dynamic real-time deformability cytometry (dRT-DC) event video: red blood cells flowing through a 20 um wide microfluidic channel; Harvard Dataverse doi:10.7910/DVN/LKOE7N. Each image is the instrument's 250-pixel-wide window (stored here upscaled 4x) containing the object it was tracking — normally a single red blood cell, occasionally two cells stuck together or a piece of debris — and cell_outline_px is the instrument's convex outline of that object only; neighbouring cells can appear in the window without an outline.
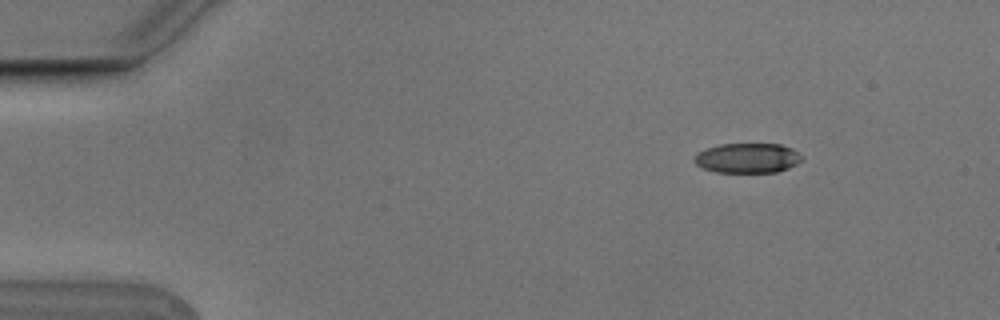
{"species": "Egyptian fruit bat (a non-hibernating species)", "species_latin": "Rousettus aegyptiacus", "temperature_condition": "cold", "stored_images_in_passage": 8, "camera_frame_rate_fps": 3000, "um_per_image_px": 0.085, "animal": {"sex": "male"}, "frame": {"image": 1, "passage_image": 2, "time_ms": 0.333, "image_size_px": [1000, 320], "cell_outline_px": [[804, 156], [796, 164], [788, 168], [776, 172], [716, 172], [704, 168], [696, 164], [692, 160], [704, 148], [720, 144], [780, 144], [792, 148]], "centroid_in_image_um": [63.55, 13.43], "position_along_channel_um": 21.5, "area_um2": 18.67}}
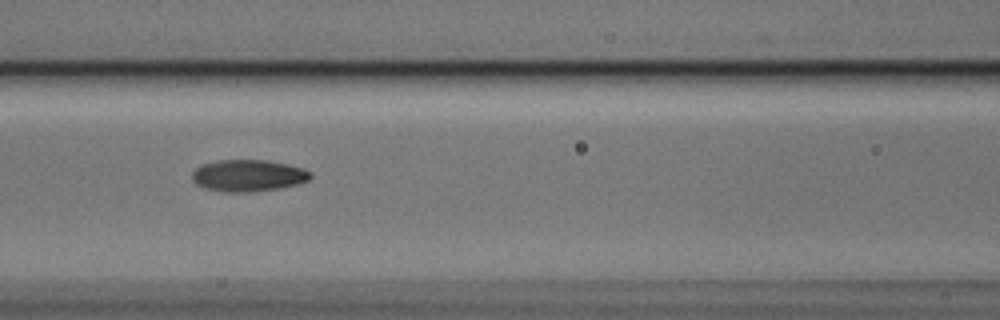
{"frame": {"image": 2, "passage_image": 7, "time_ms": 2.0, "image_size_px": [1000, 320], "cell_outline_px": [[312, 176], [308, 180], [296, 184], [280, 188], [248, 192], [224, 192], [204, 188], [196, 184], [192, 180], [192, 172], [196, 168], [204, 164], [216, 160], [264, 160], [288, 164], [304, 168], [312, 172]], "centroid_in_image_um": [21.09, 14.92], "position_along_channel_um": 145.5, "area_um2": 21.96}}
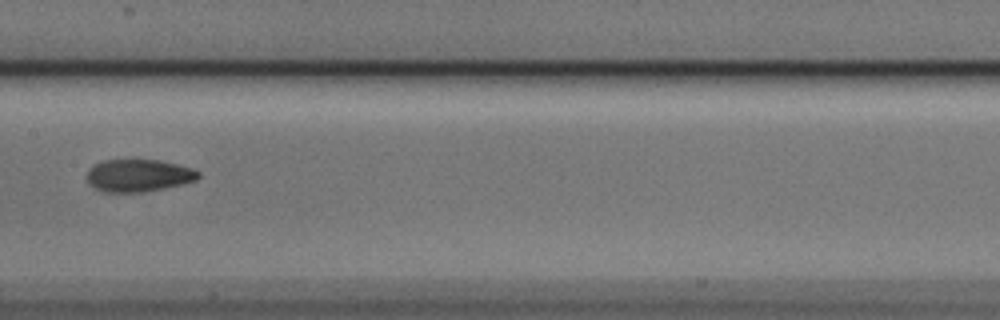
{"frame": {"image": 3, "passage_image": 8, "time_ms": 2.333, "image_size_px": [1000, 320], "cell_outline_px": [[200, 176], [196, 180], [164, 188], [140, 192], [100, 192], [88, 184], [88, 168], [104, 160], [160, 160], [192, 168], [200, 172]], "centroid_in_image_um": [11.75, 14.92], "position_along_channel_um": 195.6, "area_um2": 20.98}}